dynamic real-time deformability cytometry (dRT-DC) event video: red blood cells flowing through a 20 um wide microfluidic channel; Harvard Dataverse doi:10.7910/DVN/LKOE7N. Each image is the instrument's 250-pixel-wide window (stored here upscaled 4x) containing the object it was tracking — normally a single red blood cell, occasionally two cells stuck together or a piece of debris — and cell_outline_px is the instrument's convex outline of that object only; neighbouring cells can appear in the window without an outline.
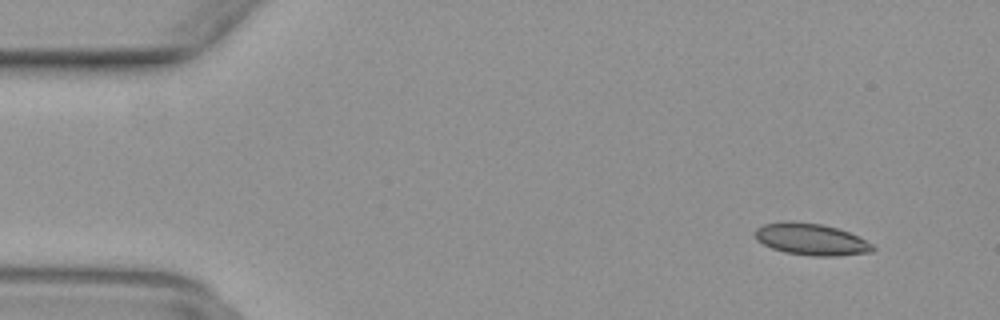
{"species": "common noctule bat (a hibernating species)", "species_latin": "Nyctalus noctula", "temperature_condition": "warm", "stored_images_in_passage": 50, "camera_frame_rate_fps": 3000, "um_per_image_px": 0.085, "animal": {"sex": "female", "body_mass_g": 29.2, "forearm_length_mm": 56.3}, "frame": {"image": 1, "passage_image": 5, "time_ms": 1.333, "image_size_px": [1000, 320], "cell_outline_px": [[876, 248], [872, 252], [836, 256], [812, 256], [784, 252], [772, 248], [756, 240], [756, 228], [764, 224], [784, 220], [792, 220], [820, 224], [836, 228], [848, 232], [872, 244]], "centroid_in_image_um": [68.92, 20.34], "position_along_channel_um": 16.1, "area_um2": 21.73}}
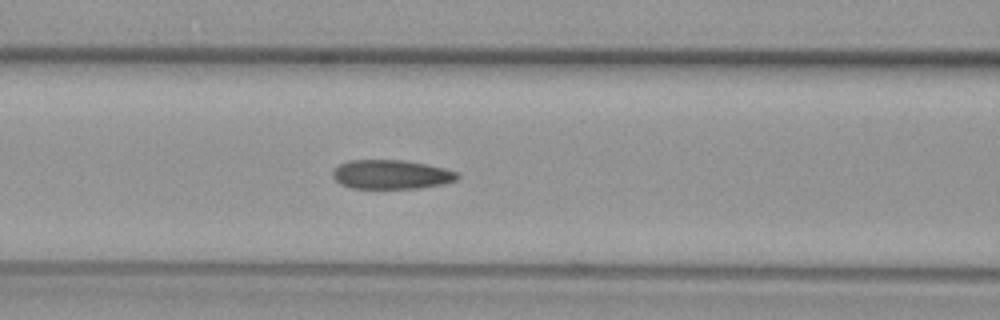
{"frame": {"image": 2, "passage_image": 21, "time_ms": 6.667, "image_size_px": [1000, 320], "cell_outline_px": [[460, 176], [456, 180], [444, 184], [420, 188], [352, 188], [340, 184], [332, 176], [332, 172], [340, 164], [348, 160], [404, 160], [428, 164], [444, 168], [456, 172]], "centroid_in_image_um": [33.27, 14.83], "position_along_channel_um": 133.3, "area_um2": 21.21}}
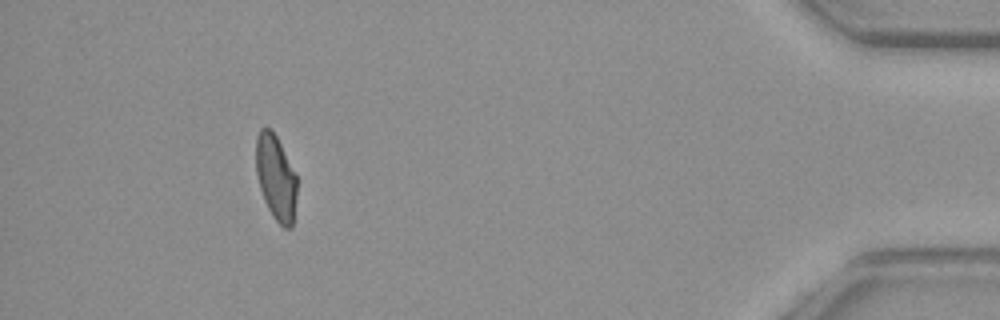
{"frame": {"image": 3, "passage_image": 46, "time_ms": 15.0, "image_size_px": [1000, 320], "cell_outline_px": [[296, 196], [292, 228], [284, 228], [272, 216], [264, 200], [260, 188], [256, 172], [256, 136], [260, 128], [272, 128], [296, 172]], "centroid_in_image_um": [23.45, 15.07], "position_along_channel_um": 411.8, "area_um2": 20.46}}